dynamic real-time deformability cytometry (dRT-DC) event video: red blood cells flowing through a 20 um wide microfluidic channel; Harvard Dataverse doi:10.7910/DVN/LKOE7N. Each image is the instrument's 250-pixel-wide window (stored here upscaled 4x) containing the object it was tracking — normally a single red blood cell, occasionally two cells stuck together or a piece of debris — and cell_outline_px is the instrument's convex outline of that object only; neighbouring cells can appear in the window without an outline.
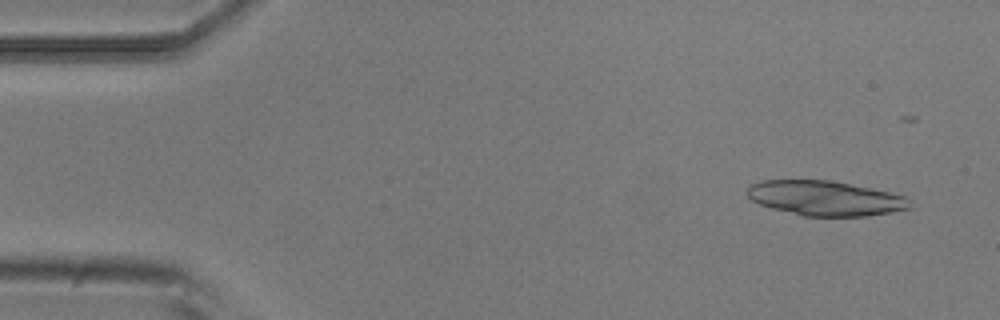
{"species": "common noctule bat (a hibernating species)", "species_latin": "Nyctalus noctula", "temperature_condition": "room temperature", "stored_images_in_passage": 15, "camera_frame_rate_fps": 3000, "um_per_image_px": 0.085, "animal": {"sex": "male", "body_mass_g": 20.5, "forearm_length_mm": 52.5}, "frame": {"image": 1, "passage_image": 3, "time_ms": 0.667, "image_size_px": [1000, 320], "cell_outline_px": [[908, 208], [892, 212], [868, 216], [804, 216], [772, 208], [760, 204], [752, 200], [748, 196], [748, 188], [752, 184], [760, 180], [828, 180], [888, 192], [904, 196], [908, 200]], "centroid_in_image_um": [70.1, 16.85], "position_along_channel_um": 14.9, "area_um2": 32.43}}